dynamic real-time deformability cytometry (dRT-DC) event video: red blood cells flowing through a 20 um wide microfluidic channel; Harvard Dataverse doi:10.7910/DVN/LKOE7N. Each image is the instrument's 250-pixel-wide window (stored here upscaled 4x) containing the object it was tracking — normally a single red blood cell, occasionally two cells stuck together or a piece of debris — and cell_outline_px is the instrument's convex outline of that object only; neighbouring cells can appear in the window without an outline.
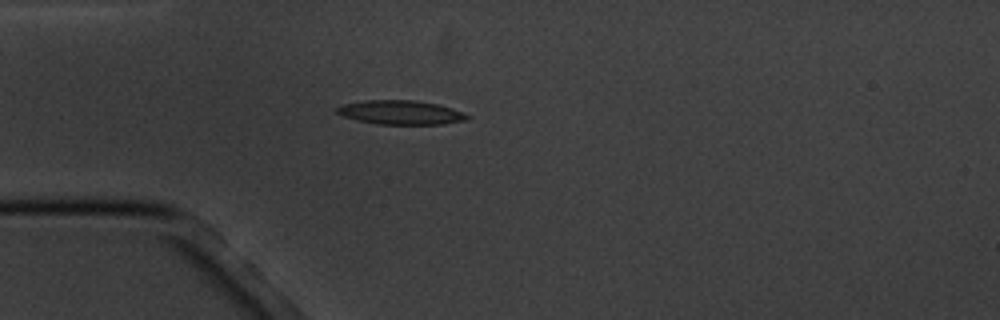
{"species": "common noctule bat (a hibernating species)", "species_latin": "Nyctalus noctula", "temperature_condition": "cold", "stored_images_in_passage": 1, "camera_frame_rate_fps": 3000, "um_per_image_px": 0.085, "animal": {"sex": "male", "body_mass_g": 20.1, "forearm_length_mm": 53.5}, "frame": {"image": 1, "passage_image": 1, "time_ms": 0.0, "image_size_px": [1000, 320], "cell_outline_px": [[472, 116], [468, 120], [444, 124], [376, 124], [356, 120], [344, 116], [336, 112], [336, 108], [344, 104], [364, 100], [412, 100], [436, 104], [452, 108]], "centroid_in_image_um": [34.08, 9.56], "position_along_channel_um": 50.9, "area_um2": 18.26}}